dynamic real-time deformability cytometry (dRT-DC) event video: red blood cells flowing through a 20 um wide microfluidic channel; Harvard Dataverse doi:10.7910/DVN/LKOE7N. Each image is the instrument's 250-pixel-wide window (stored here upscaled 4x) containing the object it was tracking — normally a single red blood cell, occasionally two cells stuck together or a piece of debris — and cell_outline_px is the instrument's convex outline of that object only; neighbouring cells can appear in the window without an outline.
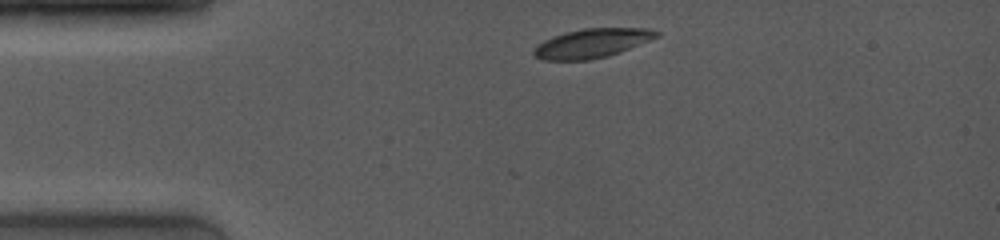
{"species": "common noctule bat (a hibernating species)", "species_latin": "Nyctalus noctula", "temperature_condition": "room temperature", "stored_images_in_passage": 17, "camera_frame_rate_fps": 4000, "um_per_image_px": 0.085, "animal": {"sex": "female", "body_mass_g": 19.0, "forearm_length_mm": 53.3}, "frame": {"image": 1, "passage_image": 1, "time_ms": 0.0, "image_size_px": [1000, 240], "cell_outline_px": [[660, 36], [620, 52], [608, 56], [588, 60], [544, 60], [536, 56], [532, 52], [532, 48], [536, 44], [552, 36], [584, 28], [652, 28], [660, 32]], "centroid_in_image_um": [50.32, 3.67], "position_along_channel_um": 34.7, "area_um2": 20.92}}
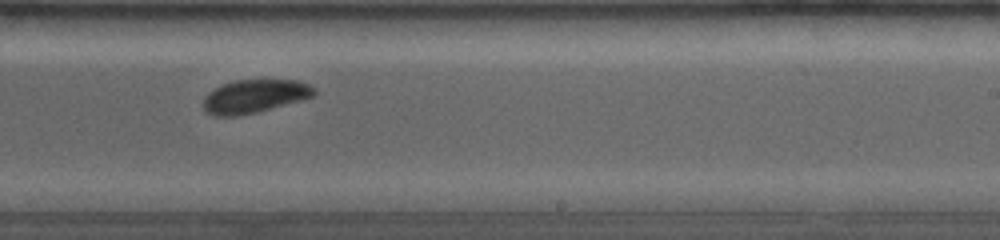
{"frame": {"image": 2, "passage_image": 12, "time_ms": 6.75, "image_size_px": [1000, 240], "cell_outline_px": [[316, 92], [312, 96], [300, 100], [256, 112], [240, 116], [212, 116], [204, 112], [200, 104], [204, 96], [208, 92], [224, 84], [236, 80], [296, 80], [308, 84], [316, 88]], "centroid_in_image_um": [21.55, 8.2], "position_along_channel_um": 267.4, "area_um2": 21.62}}
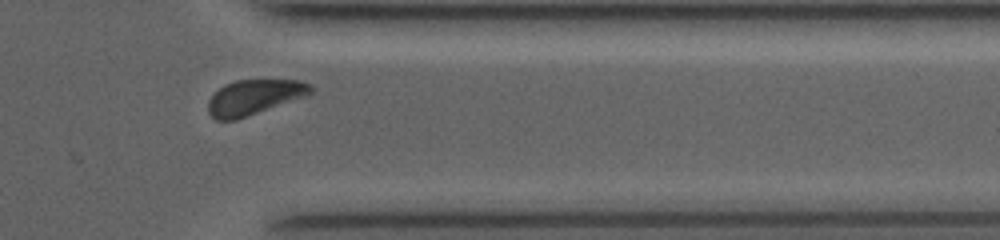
{"frame": {"image": 3, "passage_image": 15, "time_ms": 9.75, "image_size_px": [1000, 240], "cell_outline_px": [[312, 92], [308, 96], [236, 120], [216, 120], [208, 112], [208, 100], [224, 84], [236, 80], [300, 80], [312, 84]], "centroid_in_image_um": [21.64, 8.26], "position_along_channel_um": 389.8, "area_um2": 21.1}, "authors_computed_cell_mechanics": {"area_um2": 21.6172, "velocity_mm_per_s": 4.0412, "shape_relaxation_time_tau1_ms": 1.8446, "shape_relaxation_time_tau2_ms": null, "deformation_change_tau1": 0.0818, "deformation_change_tau2": null}}